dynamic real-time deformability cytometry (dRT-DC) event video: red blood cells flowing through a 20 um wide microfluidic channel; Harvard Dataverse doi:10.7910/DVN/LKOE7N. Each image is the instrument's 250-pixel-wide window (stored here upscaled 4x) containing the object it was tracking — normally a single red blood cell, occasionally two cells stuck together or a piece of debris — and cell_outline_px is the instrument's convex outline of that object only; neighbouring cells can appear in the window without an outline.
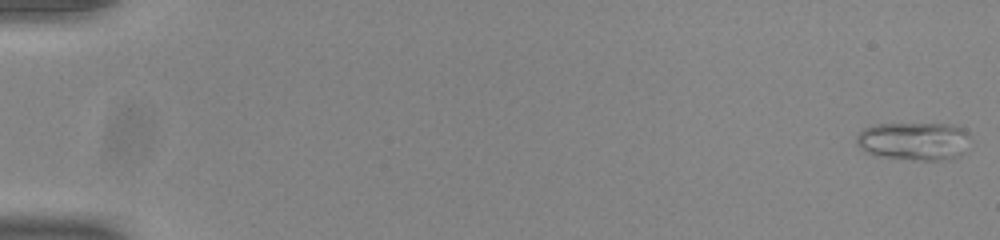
{"species": "common noctule bat (a hibernating species)", "species_latin": "Nyctalus noctula", "temperature_condition": "room temperature", "stored_images_in_passage": 53, "camera_frame_rate_fps": 3000, "um_per_image_px": 0.085, "animal": {"sex": "male", "body_mass_g": 20.0, "forearm_length_mm": 53.3}, "frame": {"image": 1, "passage_image": 1, "time_ms": 0.0, "image_size_px": [1000, 240], "cell_outline_px": [[968, 136], [960, 156], [952, 160], [912, 160], [880, 156], [868, 152], [860, 148], [856, 144], [856, 136], [864, 128], [876, 124], [952, 124], [964, 128], [968, 132]], "centroid_in_image_um": [77.67, 11.99], "position_along_channel_um": 7.3, "area_um2": 25.26}}
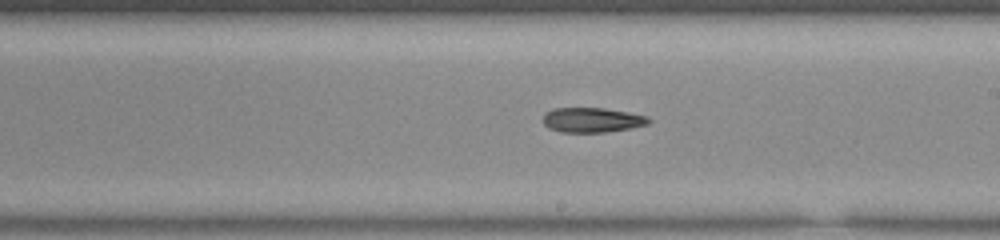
{"frame": {"image": 2, "passage_image": 32, "time_ms": 10.333, "image_size_px": [1000, 240], "cell_outline_px": [[652, 120], [648, 124], [632, 128], [604, 132], [560, 132], [548, 128], [544, 124], [544, 112], [552, 108], [604, 108], [628, 112], [648, 116]], "centroid_in_image_um": [50.33, 10.19], "position_along_channel_um": 238.7, "area_um2": 15.37}}
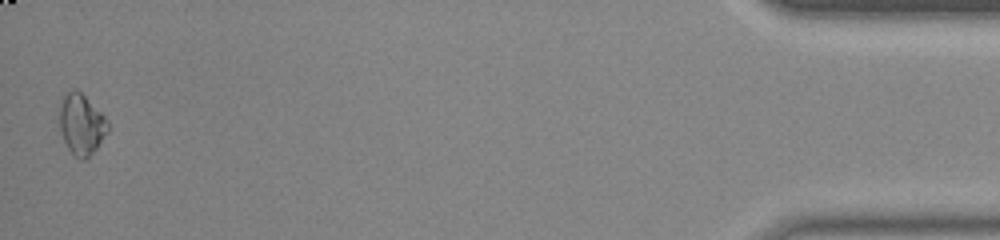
{"frame": {"image": 3, "passage_image": 53, "time_ms": 17.333, "image_size_px": [1000, 240], "cell_outline_px": [[108, 132], [96, 148], [84, 160], [80, 160], [72, 156], [64, 140], [60, 128], [60, 108], [64, 96], [72, 88], [76, 88], [108, 120]], "centroid_in_image_um": [6.92, 10.59], "position_along_channel_um": 428.3, "area_um2": 16.82}}